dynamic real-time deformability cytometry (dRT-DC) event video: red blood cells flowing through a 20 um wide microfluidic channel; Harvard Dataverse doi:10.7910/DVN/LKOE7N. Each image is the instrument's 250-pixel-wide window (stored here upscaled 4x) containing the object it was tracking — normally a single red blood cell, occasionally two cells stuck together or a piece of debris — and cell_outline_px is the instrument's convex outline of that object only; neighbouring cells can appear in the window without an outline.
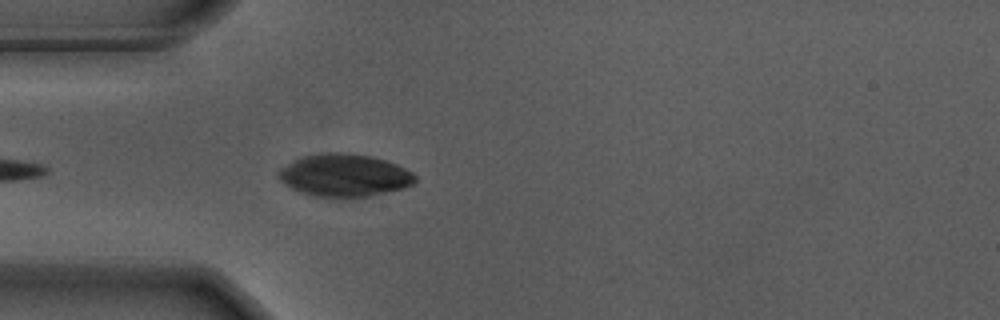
{"species": "Egyptian fruit bat (a non-hibernating species)", "species_latin": "Rousettus aegyptiacus", "temperature_condition": "warm", "stored_images_in_passage": 42, "camera_frame_rate_fps": 3000, "um_per_image_px": 0.085, "animal": {"sex": "male"}, "frame": {"image": 1, "passage_image": 4, "time_ms": 1.0, "image_size_px": [1000, 320], "cell_outline_px": [[416, 180], [412, 184], [404, 188], [368, 196], [344, 200], [312, 196], [300, 192], [284, 184], [276, 176], [276, 172], [280, 168], [292, 160], [300, 156], [324, 152], [340, 152], [372, 156], [396, 164], [412, 172], [416, 176]], "centroid_in_image_um": [29.21, 14.92], "position_along_channel_um": 55.8, "area_um2": 34.68}}
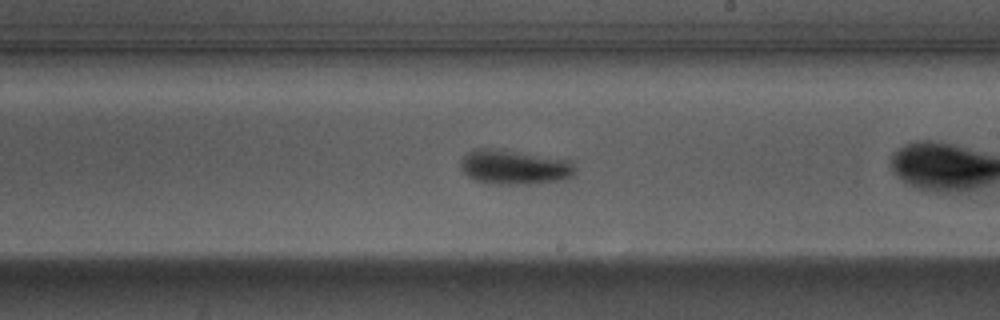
{"frame": {"image": 2, "passage_image": 17, "time_ms": 5.333, "image_size_px": [1000, 320], "cell_outline_px": [[576, 168], [572, 176], [564, 180], [528, 184], [484, 184], [468, 176], [460, 168], [460, 160], [472, 148], [500, 148], [568, 160]], "centroid_in_image_um": [43.67, 14.2], "position_along_channel_um": 245.3, "area_um2": 23.41}}
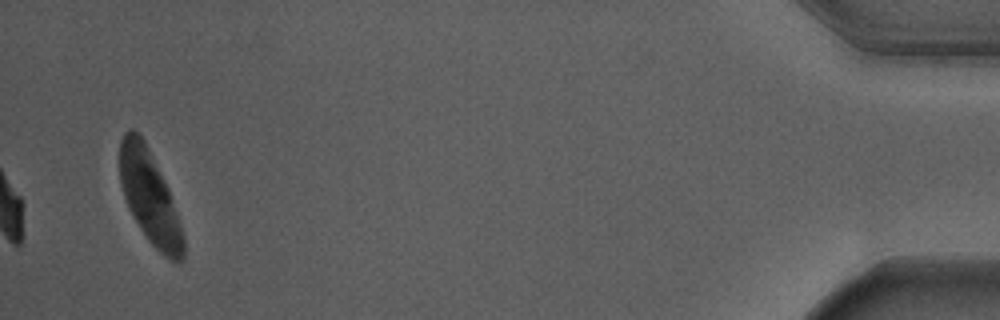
{"frame": {"image": 3, "passage_image": 42, "time_ms": 13.667, "image_size_px": [1000, 320], "cell_outline_px": [[184, 256], [180, 260], [168, 260], [148, 240], [132, 216], [128, 208], [120, 184], [120, 140], [124, 132], [128, 128], [132, 128], [144, 140], [168, 188], [184, 236]], "centroid_in_image_um": [12.7, 16.74], "position_along_channel_um": 422.5, "area_um2": 33.99}, "authors_computed_cell_mechanics": {"area_um2": 21.5883, "velocity_mm_per_s": 3.6554, "shape_relaxation_time_tau1_ms": 3.4885, "shape_relaxation_time_tau2_ms": null, "deformation_change_tau1": 0.1391, "deformation_change_tau2": null}}